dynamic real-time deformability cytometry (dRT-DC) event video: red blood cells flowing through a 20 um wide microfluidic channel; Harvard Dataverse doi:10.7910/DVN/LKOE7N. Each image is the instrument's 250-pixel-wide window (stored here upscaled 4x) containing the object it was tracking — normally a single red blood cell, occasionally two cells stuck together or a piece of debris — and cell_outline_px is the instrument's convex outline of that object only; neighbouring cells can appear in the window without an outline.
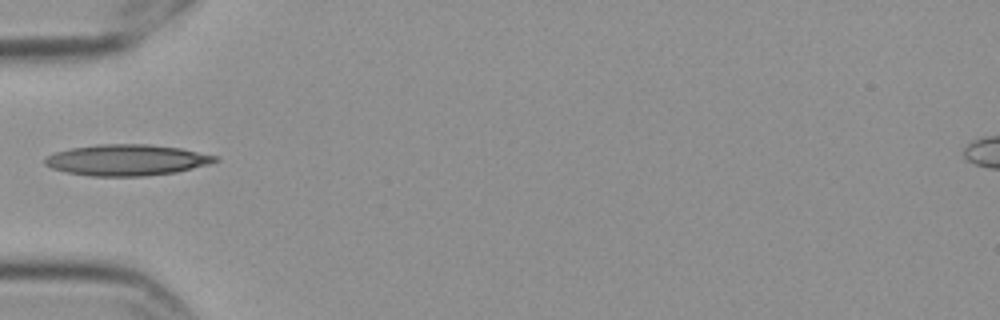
{"species": "Egyptian fruit bat (a non-hibernating species)", "species_latin": "Rousettus aegyptiacus", "temperature_condition": "cold", "stored_images_in_passage": 6, "camera_frame_rate_fps": 3000, "um_per_image_px": 0.085, "frame": {"image": 1, "passage_image": 1, "time_ms": 0.0, "image_size_px": [1000, 320], "cell_outline_px": [[220, 160], [208, 164], [176, 172], [144, 176], [92, 176], [68, 172], [52, 168], [44, 164], [44, 160], [48, 156], [56, 152], [72, 148], [96, 144], [148, 144], [180, 148], [220, 156]], "centroid_in_image_um": [10.81, 13.59], "position_along_channel_um": 74.2, "area_um2": 30.75}}
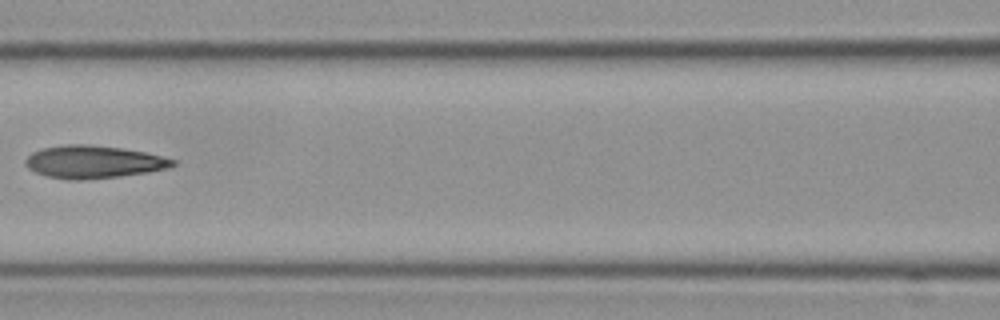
{"frame": {"image": 2, "passage_image": 3, "time_ms": 0.667, "image_size_px": [1000, 320], "cell_outline_px": [[176, 164], [168, 168], [148, 172], [120, 176], [84, 180], [68, 180], [48, 176], [36, 172], [28, 168], [24, 164], [24, 160], [32, 152], [40, 148], [64, 144], [88, 144], [120, 148], [144, 152], [176, 160]], "centroid_in_image_um": [7.9, 13.76], "position_along_channel_um": 158.7, "area_um2": 28.09}}
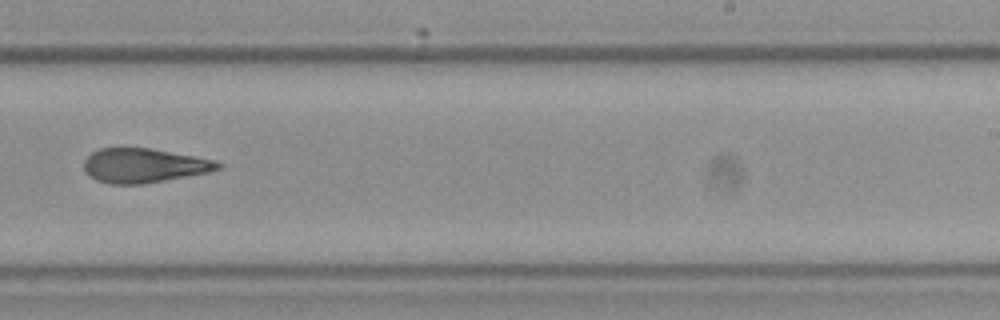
{"frame": {"image": 3, "passage_image": 6, "time_ms": 1.667, "image_size_px": [1000, 320], "cell_outline_px": [[224, 164], [220, 168], [208, 172], [140, 184], [112, 184], [96, 180], [88, 176], [84, 172], [84, 160], [92, 152], [100, 148], [152, 148], [216, 160]], "centroid_in_image_um": [12.21, 14.06], "position_along_channel_um": 276.8, "area_um2": 26.7}}